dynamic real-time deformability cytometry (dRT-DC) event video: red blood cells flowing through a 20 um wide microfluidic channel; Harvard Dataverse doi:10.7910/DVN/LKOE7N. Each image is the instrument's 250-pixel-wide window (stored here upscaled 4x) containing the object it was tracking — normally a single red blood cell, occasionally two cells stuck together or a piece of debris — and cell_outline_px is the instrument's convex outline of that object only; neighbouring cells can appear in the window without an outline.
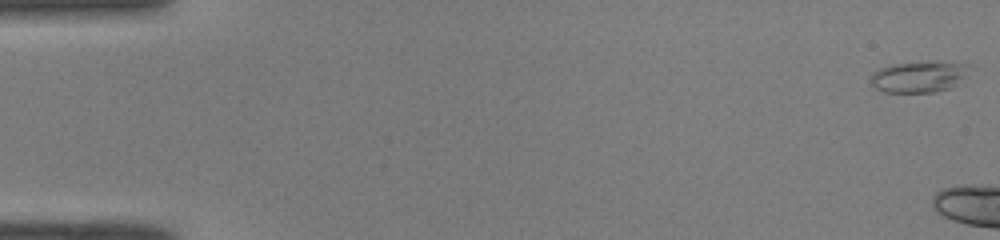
{"species": "common noctule bat (a hibernating species)", "species_latin": "Nyctalus noctula", "temperature_condition": "room temperature", "stored_images_in_passage": 5, "camera_frame_rate_fps": 3000, "um_per_image_px": 0.085, "animal": {"sex": "male", "body_mass_g": 19.0, "forearm_length_mm": 50.8}, "frame": {"image": 1, "passage_image": 1, "time_ms": 0.0, "image_size_px": [1000, 240], "cell_outline_px": [[964, 76], [956, 84], [948, 88], [936, 92], [884, 92], [876, 88], [872, 84], [872, 76], [880, 68], [888, 64], [964, 64]], "centroid_in_image_um": [77.98, 6.58], "position_along_channel_um": 7.0, "area_um2": 16.53}}